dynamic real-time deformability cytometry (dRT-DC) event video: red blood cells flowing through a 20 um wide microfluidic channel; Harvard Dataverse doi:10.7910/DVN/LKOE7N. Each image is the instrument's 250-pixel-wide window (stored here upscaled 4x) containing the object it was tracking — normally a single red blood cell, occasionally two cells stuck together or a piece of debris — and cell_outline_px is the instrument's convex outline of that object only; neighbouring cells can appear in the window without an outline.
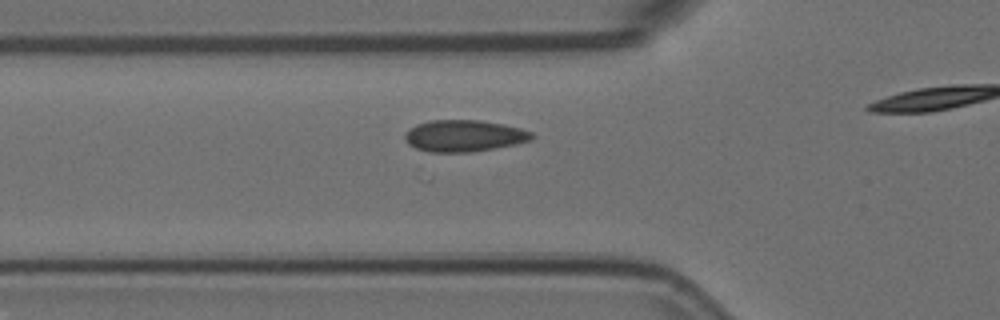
{"species": "Egyptian fruit bat (a non-hibernating species)", "species_latin": "Rousettus aegyptiacus", "temperature_condition": "room temperature", "stored_images_in_passage": 6, "segment_of_instrument_passage": [1, 2], "camera_frame_rate_fps": 3000, "um_per_image_px": 0.085, "animal": {"sex": "female"}, "frame": {"image": 1, "passage_image": 5, "time_ms": 1.333, "image_size_px": [1000, 320], "cell_outline_px": [[536, 136], [532, 140], [516, 144], [472, 152], [428, 152], [416, 148], [408, 144], [404, 136], [416, 124], [432, 120], [480, 120], [504, 124], [520, 128], [532, 132]], "centroid_in_image_um": [39.49, 11.55], "position_along_channel_um": 86.3, "area_um2": 23.41}}